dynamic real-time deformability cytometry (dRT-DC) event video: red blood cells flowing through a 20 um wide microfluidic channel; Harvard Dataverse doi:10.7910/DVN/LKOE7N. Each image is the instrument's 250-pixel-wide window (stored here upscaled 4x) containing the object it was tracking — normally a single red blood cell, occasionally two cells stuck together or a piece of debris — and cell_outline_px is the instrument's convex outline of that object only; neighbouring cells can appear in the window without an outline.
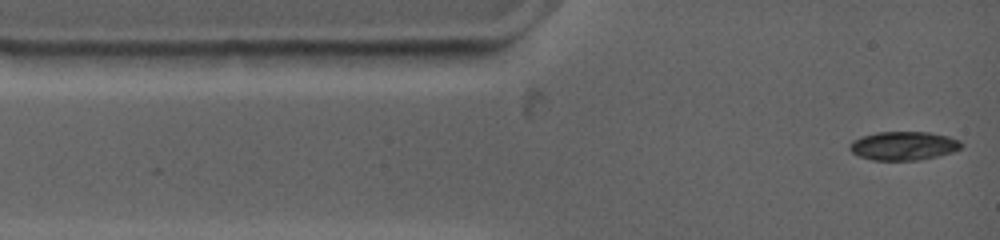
{"species": "common noctule bat (a hibernating species)", "species_latin": "Nyctalus noctula", "temperature_condition": "warm", "stored_images_in_passage": 5, "camera_frame_rate_fps": 4500, "um_per_image_px": 0.085, "animal": {"sex": "female", "body_mass_g": 19.0, "forearm_length_mm": 53.3}, "frame": {"image": 1, "passage_image": 1, "time_ms": 0.0, "image_size_px": [1000, 240], "cell_outline_px": [[964, 144], [960, 148], [952, 152], [920, 160], [872, 160], [860, 156], [852, 152], [848, 148], [848, 144], [852, 140], [860, 136], [876, 132], [928, 132], [948, 136], [960, 140]], "centroid_in_image_um": [76.77, 12.38], "position_along_channel_um": 8.2, "area_um2": 18.79}}
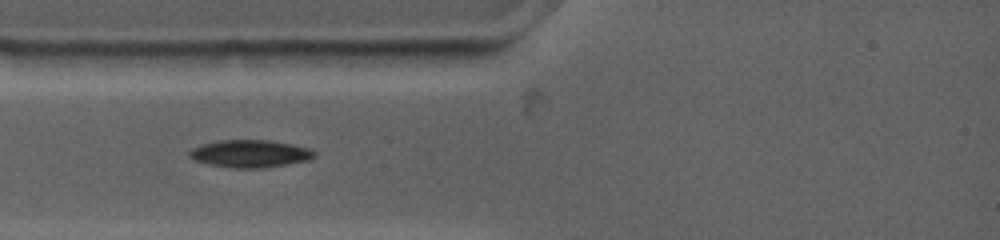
{"frame": {"image": 2, "passage_image": 4, "time_ms": 2.444, "image_size_px": [1000, 240], "cell_outline_px": [[316, 156], [312, 160], [288, 164], [260, 168], [236, 168], [208, 164], [192, 160], [188, 156], [188, 152], [192, 148], [200, 144], [220, 140], [268, 140], [292, 144], [308, 148], [316, 152]], "centroid_in_image_um": [21.25, 13.06], "position_along_channel_um": 63.8, "area_um2": 20.23}}